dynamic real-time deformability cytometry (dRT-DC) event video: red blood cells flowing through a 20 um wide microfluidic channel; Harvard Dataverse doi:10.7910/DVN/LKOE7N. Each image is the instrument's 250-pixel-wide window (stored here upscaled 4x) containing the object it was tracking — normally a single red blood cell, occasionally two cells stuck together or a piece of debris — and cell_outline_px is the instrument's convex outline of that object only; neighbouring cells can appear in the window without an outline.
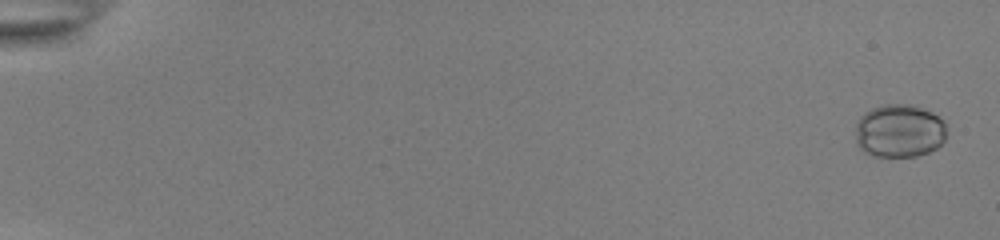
{"species": "common noctule bat (a hibernating species)", "species_latin": "Nyctalus noctula", "temperature_condition": "room temperature", "stored_images_in_passage": 54, "camera_frame_rate_fps": 3000, "um_per_image_px": 0.085, "animal": {"sex": "female", "body_mass_g": 22.0, "forearm_length_mm": 56.7}, "frame": {"image": 1, "passage_image": 2, "time_ms": 0.333, "image_size_px": [1000, 240], "cell_outline_px": [[944, 140], [936, 148], [928, 152], [916, 156], [872, 156], [864, 152], [856, 144], [856, 128], [860, 116], [872, 108], [888, 104], [900, 104], [916, 108], [928, 112], [936, 116], [944, 124]], "centroid_in_image_um": [76.38, 11.16], "position_along_channel_um": 8.6, "area_um2": 27.57}}
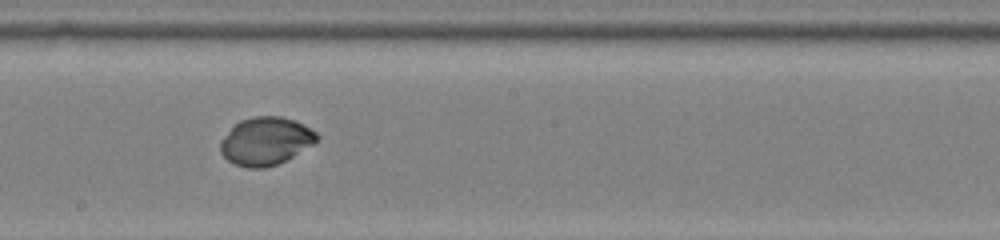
{"frame": {"image": 2, "passage_image": 33, "time_ms": 10.667, "image_size_px": [1000, 240], "cell_outline_px": [[320, 136], [312, 144], [292, 156], [276, 164], [264, 168], [248, 168], [236, 164], [228, 160], [220, 152], [220, 140], [240, 120], [252, 116], [280, 116], [296, 120], [316, 132]], "centroid_in_image_um": [22.57, 11.98], "position_along_channel_um": 225.6, "area_um2": 26.65}}
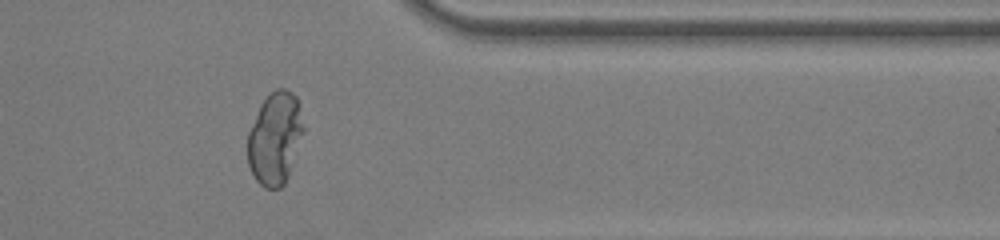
{"frame": {"image": 3, "passage_image": 46, "time_ms": 15.0, "image_size_px": [1000, 240], "cell_outline_px": [[304, 132], [288, 176], [284, 184], [280, 188], [264, 188], [256, 180], [248, 164], [248, 132], [260, 104], [276, 88], [284, 88], [292, 92], [296, 96], [300, 104], [304, 128]], "centroid_in_image_um": [23.39, 11.74], "position_along_channel_um": 388.0, "area_um2": 30.11}, "authors_computed_cell_mechanics": {"area_um2": 27.3105, "velocity_mm_per_s": 3.8936, "shape_relaxation_time_tau1_ms": 5.7366, "shape_relaxation_time_tau2_ms": null, "deformation_change_tau1": 0.0536, "deformation_change_tau2": null}}